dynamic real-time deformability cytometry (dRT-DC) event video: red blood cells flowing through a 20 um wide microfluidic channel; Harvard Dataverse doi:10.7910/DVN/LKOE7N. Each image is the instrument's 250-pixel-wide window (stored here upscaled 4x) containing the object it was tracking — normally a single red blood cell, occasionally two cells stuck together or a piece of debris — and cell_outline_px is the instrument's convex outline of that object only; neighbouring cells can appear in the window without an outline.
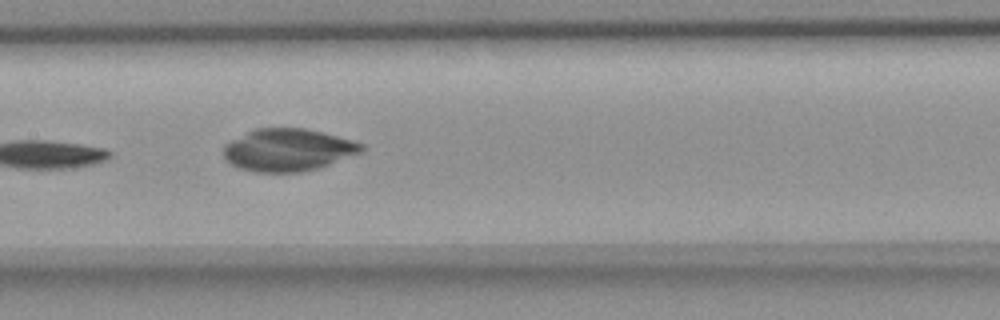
{"species": "common noctule bat (a hibernating species)", "species_latin": "Nyctalus noctula", "temperature_condition": "room temperature", "stored_images_in_passage": 10, "camera_frame_rate_fps": 3000, "um_per_image_px": 0.085, "animal": {"sex": "female", "body_mass_g": 18.4}, "frame": {"image": 1, "passage_image": 7, "time_ms": 7.0, "image_size_px": [1000, 320], "cell_outline_px": [[364, 148], [360, 152], [328, 164], [316, 168], [300, 172], [256, 172], [236, 168], [224, 160], [224, 144], [256, 128], [304, 128], [324, 132], [352, 140], [364, 144]], "centroid_in_image_um": [24.44, 12.74], "position_along_channel_um": 183.0, "area_um2": 33.93}}
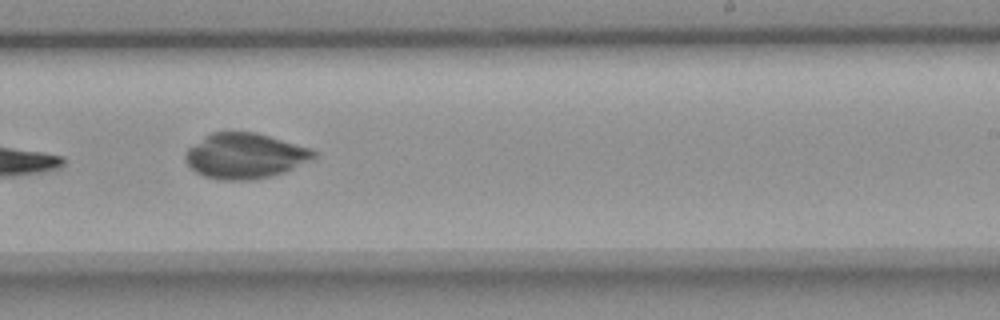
{"frame": {"image": 2, "passage_image": 9, "time_ms": 9.333, "image_size_px": [1000, 320], "cell_outline_px": [[316, 156], [312, 160], [284, 172], [268, 176], [248, 180], [216, 180], [204, 176], [196, 172], [184, 160], [184, 152], [188, 148], [204, 136], [212, 132], [256, 132], [312, 148], [316, 152]], "centroid_in_image_um": [20.81, 13.24], "position_along_channel_um": 268.2, "area_um2": 34.04}}
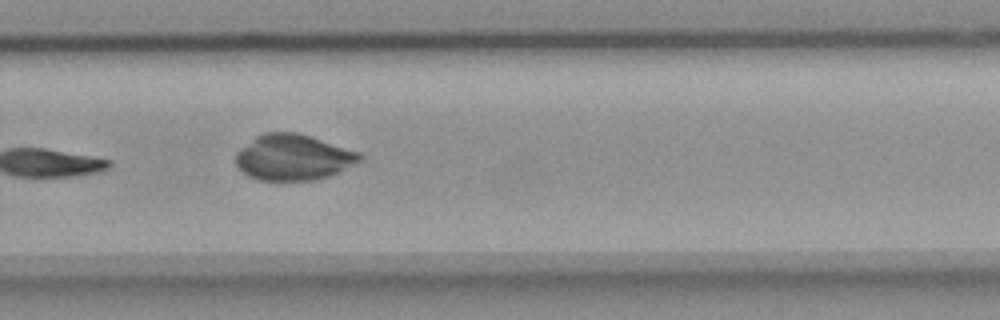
{"frame": {"image": 3, "passage_image": 10, "time_ms": 10.333, "image_size_px": [1000, 320], "cell_outline_px": [[364, 156], [360, 160], [328, 176], [312, 180], [260, 180], [248, 176], [236, 164], [236, 152], [240, 148], [256, 136], [264, 132], [296, 132], [360, 152]], "centroid_in_image_um": [24.89, 13.36], "position_along_channel_um": 304.9, "area_um2": 32.66}}